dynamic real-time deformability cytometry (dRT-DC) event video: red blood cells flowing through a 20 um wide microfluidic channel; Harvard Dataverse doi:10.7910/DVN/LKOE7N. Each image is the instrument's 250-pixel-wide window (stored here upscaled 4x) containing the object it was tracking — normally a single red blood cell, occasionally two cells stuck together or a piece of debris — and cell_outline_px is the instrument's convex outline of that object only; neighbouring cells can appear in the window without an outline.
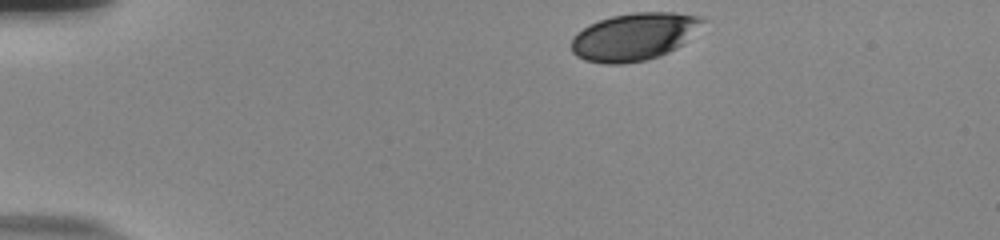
{"species": "human", "species_latin": "Homo sapiens", "temperature_condition": "room temperature", "stored_images_in_passage": 46, "camera_frame_rate_fps": 3000, "um_per_image_px": 0.085, "donor": {"sex": "male"}, "frame": {"image": 1, "passage_image": 1, "time_ms": 0.0, "image_size_px": [1000, 240], "cell_outline_px": [[708, 20], [676, 48], [660, 56], [648, 60], [624, 64], [604, 64], [584, 60], [576, 56], [572, 52], [572, 40], [584, 28], [600, 20], [612, 16], [636, 12], [676, 12], [700, 16]], "centroid_in_image_um": [53.93, 3.12], "position_along_channel_um": 31.1, "area_um2": 36.13}}
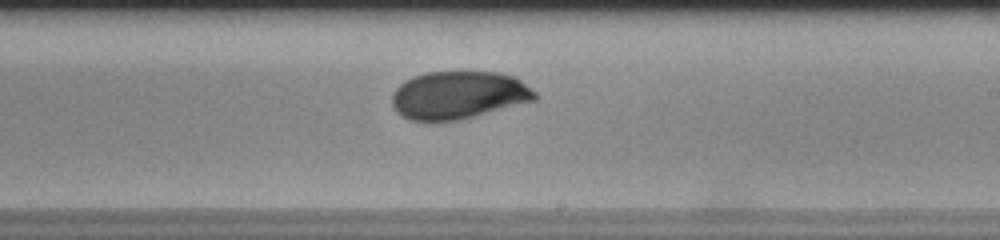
{"frame": {"image": 2, "passage_image": 25, "time_ms": 8.0, "image_size_px": [1000, 240], "cell_outline_px": [[540, 96], [536, 100], [460, 120], [412, 120], [396, 112], [392, 104], [392, 96], [396, 88], [400, 84], [416, 76], [428, 72], [496, 72], [512, 76], [520, 80], [536, 92]], "centroid_in_image_um": [39.01, 8.08], "position_along_channel_um": 250.0, "area_um2": 39.48}}
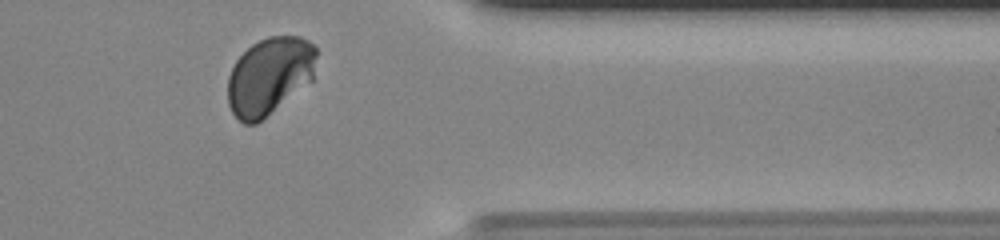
{"frame": {"image": 3, "passage_image": 37, "time_ms": 12.0, "image_size_px": [1000, 240], "cell_outline_px": [[316, 56], [312, 80], [256, 124], [244, 124], [232, 112], [228, 104], [228, 76], [236, 60], [252, 44], [268, 36], [300, 36], [308, 40], [316, 48]], "centroid_in_image_um": [22.89, 6.45], "position_along_channel_um": 388.5, "area_um2": 39.71}, "authors_computed_cell_mechanics": {"area_um2": 39.5352, "velocity_mm_per_s": 3.6974, "shape_relaxation_time_tau1_ms": 3.159, "shape_relaxation_time_tau2_ms": null, "deformation_change_tau1": 0.081, "deformation_change_tau2": null}}